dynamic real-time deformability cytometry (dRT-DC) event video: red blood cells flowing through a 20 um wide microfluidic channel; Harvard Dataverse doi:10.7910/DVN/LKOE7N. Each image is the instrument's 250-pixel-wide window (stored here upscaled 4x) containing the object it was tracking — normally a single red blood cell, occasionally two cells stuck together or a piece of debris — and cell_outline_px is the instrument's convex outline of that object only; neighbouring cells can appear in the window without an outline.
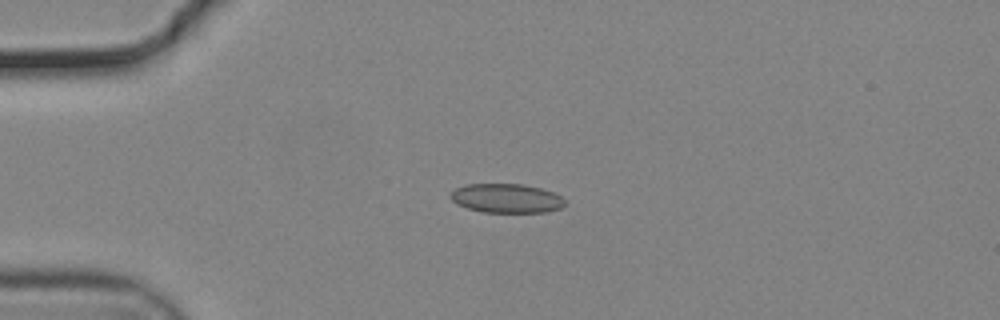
{"species": "common noctule bat (a hibernating species)", "species_latin": "Nyctalus noctula", "temperature_condition": "cold", "stored_images_in_passage": 42, "camera_frame_rate_fps": 3000, "um_per_image_px": 0.085, "animal": {"sex": "male", "body_mass_g": 19.2, "forearm_length_mm": 51.8}, "frame": {"image": 1, "passage_image": 1, "time_ms": 0.0, "image_size_px": [1000, 320], "cell_outline_px": [[564, 204], [560, 208], [544, 212], [484, 212], [468, 208], [456, 204], [448, 196], [456, 188], [464, 184], [524, 184], [540, 188], [552, 192], [560, 196], [564, 200]], "centroid_in_image_um": [43.0, 16.85], "position_along_channel_um": 42.0, "area_um2": 19.31}}
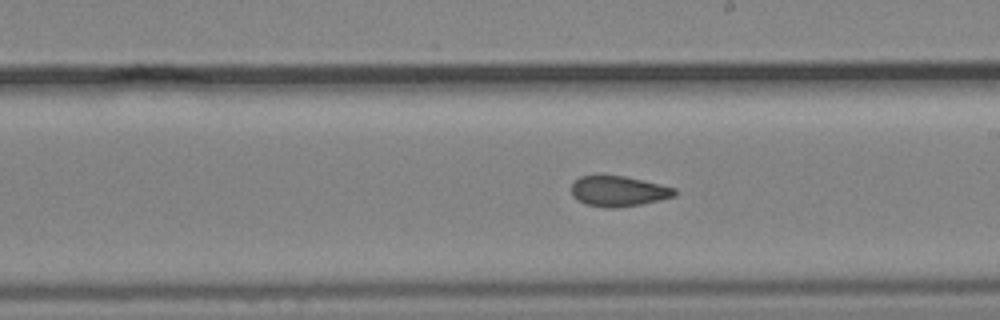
{"frame": {"image": 2, "passage_image": 19, "time_ms": 6.0, "image_size_px": [1000, 320], "cell_outline_px": [[676, 196], [640, 204], [612, 208], [604, 208], [584, 204], [576, 200], [572, 196], [572, 184], [580, 176], [624, 176], [660, 184], [676, 188]], "centroid_in_image_um": [52.55, 16.26], "position_along_channel_um": 236.5, "area_um2": 18.21}}
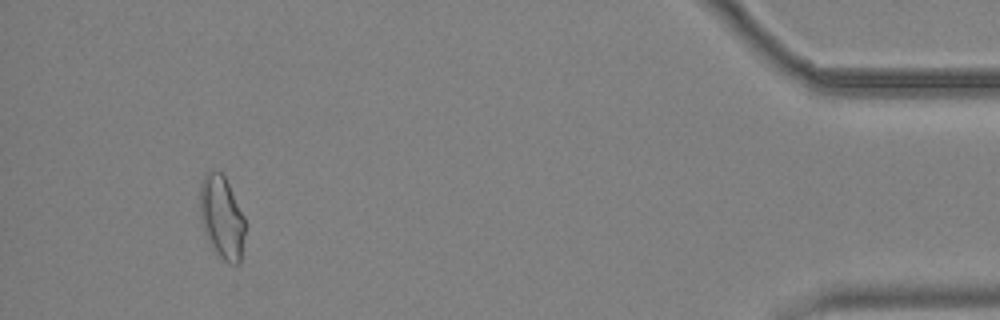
{"frame": {"image": 3, "passage_image": 39, "time_ms": 12.667, "image_size_px": [1000, 320], "cell_outline_px": [[244, 236], [240, 264], [228, 264], [208, 244], [200, 220], [200, 180], [208, 172], [216, 168], [224, 176], [244, 216]], "centroid_in_image_um": [18.82, 18.48], "position_along_channel_um": 416.4, "area_um2": 21.96}, "authors_computed_cell_mechanics": {"area_um2": 19.2763, "velocity_mm_per_s": 3.7133, "shape_relaxation_time_tau1_ms": null, "shape_relaxation_time_tau2_ms": 1.8649, "deformation_change_tau1": null, "deformation_change_tau2": 0.0881}}